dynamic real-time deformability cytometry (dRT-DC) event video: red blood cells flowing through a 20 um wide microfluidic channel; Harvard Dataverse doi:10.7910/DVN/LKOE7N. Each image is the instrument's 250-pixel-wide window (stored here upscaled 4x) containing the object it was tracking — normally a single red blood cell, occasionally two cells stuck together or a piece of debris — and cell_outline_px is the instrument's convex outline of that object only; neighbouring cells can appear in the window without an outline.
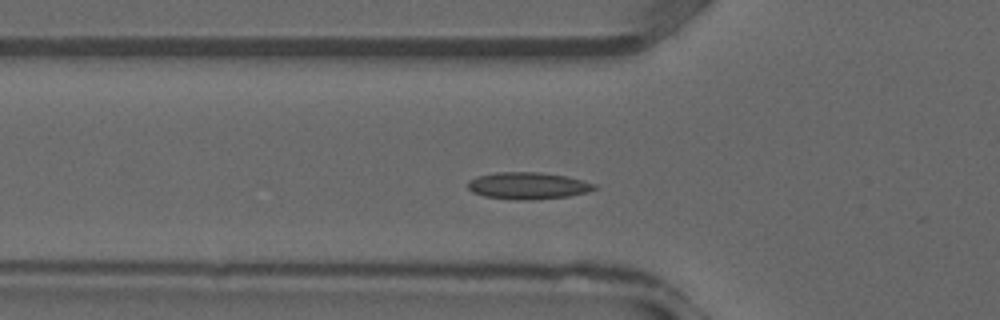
{"species": "common noctule bat (a hibernating species)", "species_latin": "Nyctalus noctula", "temperature_condition": "warm", "stored_images_in_passage": 33, "camera_frame_rate_fps": 3000, "um_per_image_px": 0.085, "animal": {"sex": "male", "forearm_length_mm": 52.5}, "frame": {"image": 1, "passage_image": 8, "time_ms": 2.333, "image_size_px": [1000, 320], "cell_outline_px": [[600, 188], [588, 192], [568, 196], [532, 200], [512, 200], [484, 196], [472, 192], [468, 188], [468, 180], [476, 176], [496, 172], [540, 172], [568, 176], [596, 184]], "centroid_in_image_um": [44.89, 15.78], "position_along_channel_um": 80.9, "area_um2": 20.17}}
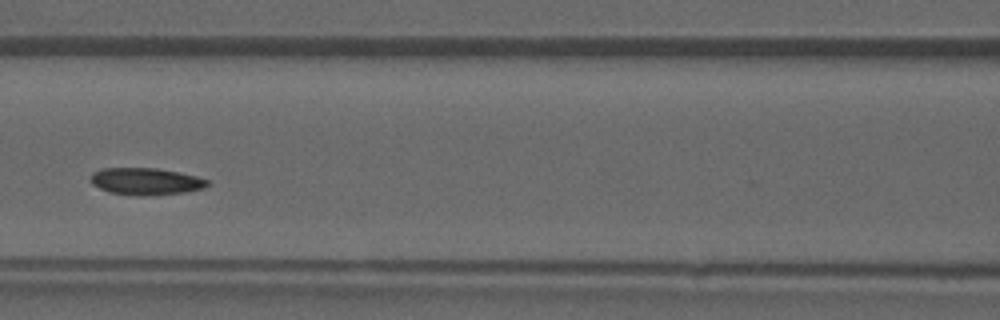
{"frame": {"image": 2, "passage_image": 12, "time_ms": 3.667, "image_size_px": [1000, 320], "cell_outline_px": [[208, 184], [204, 188], [184, 192], [148, 196], [140, 196], [108, 192], [92, 184], [88, 180], [92, 172], [104, 168], [156, 168], [196, 176], [208, 180]], "centroid_in_image_um": [12.34, 15.42], "position_along_channel_um": 154.3, "area_um2": 18.38}}
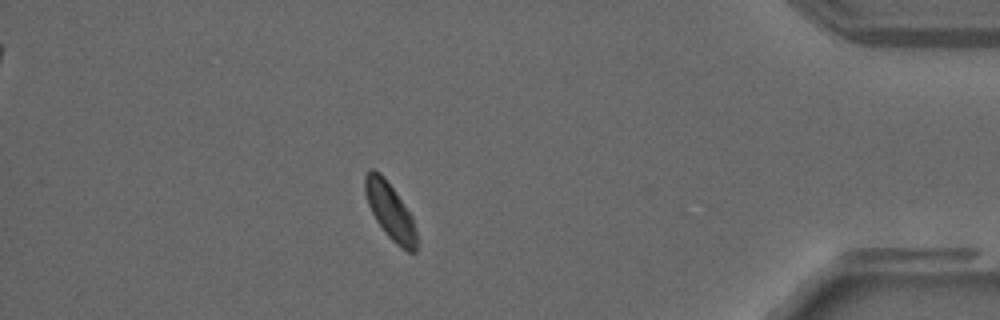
{"frame": {"image": 3, "passage_image": 28, "time_ms": 9.0, "image_size_px": [1000, 320], "cell_outline_px": [[416, 252], [408, 252], [400, 248], [384, 232], [376, 220], [368, 204], [364, 192], [364, 176], [368, 168], [372, 168], [380, 172], [384, 176], [412, 216], [416, 232]], "centroid_in_image_um": [33.13, 17.92], "position_along_channel_um": 402.1, "area_um2": 16.99}}